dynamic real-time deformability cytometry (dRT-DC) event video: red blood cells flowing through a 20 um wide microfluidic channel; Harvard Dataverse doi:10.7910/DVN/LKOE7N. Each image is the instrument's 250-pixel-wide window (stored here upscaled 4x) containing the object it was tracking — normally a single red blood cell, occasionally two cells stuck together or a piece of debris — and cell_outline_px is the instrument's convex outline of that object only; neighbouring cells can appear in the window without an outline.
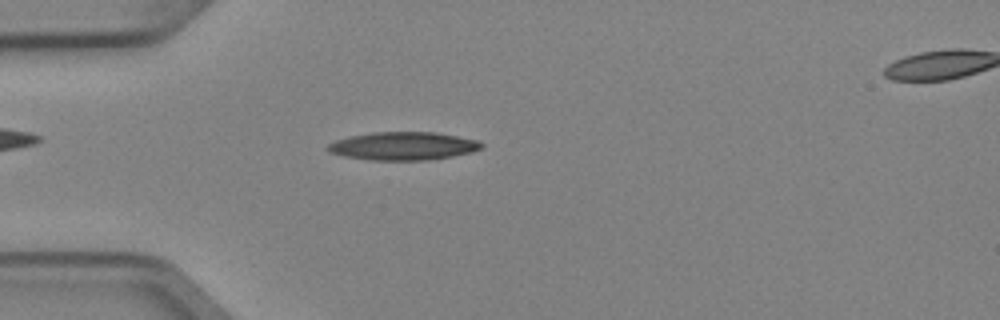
{"species": "Egyptian fruit bat (a non-hibernating species)", "species_latin": "Rousettus aegyptiacus", "temperature_condition": "cold", "stored_images_in_passage": 4, "segment_of_instrument_passage": [1, 2], "camera_frame_rate_fps": 3000, "um_per_image_px": 0.085, "animal": {"sex": "female"}, "frame": {"image": 1, "passage_image": 3, "time_ms": 0.667, "image_size_px": [1000, 320], "cell_outline_px": [[484, 144], [480, 148], [472, 152], [452, 156], [428, 160], [368, 160], [344, 156], [328, 152], [324, 148], [328, 144], [336, 140], [352, 136], [372, 132], [436, 132], [476, 140]], "centroid_in_image_um": [34.23, 12.41], "position_along_channel_um": 50.8, "area_um2": 25.14}}